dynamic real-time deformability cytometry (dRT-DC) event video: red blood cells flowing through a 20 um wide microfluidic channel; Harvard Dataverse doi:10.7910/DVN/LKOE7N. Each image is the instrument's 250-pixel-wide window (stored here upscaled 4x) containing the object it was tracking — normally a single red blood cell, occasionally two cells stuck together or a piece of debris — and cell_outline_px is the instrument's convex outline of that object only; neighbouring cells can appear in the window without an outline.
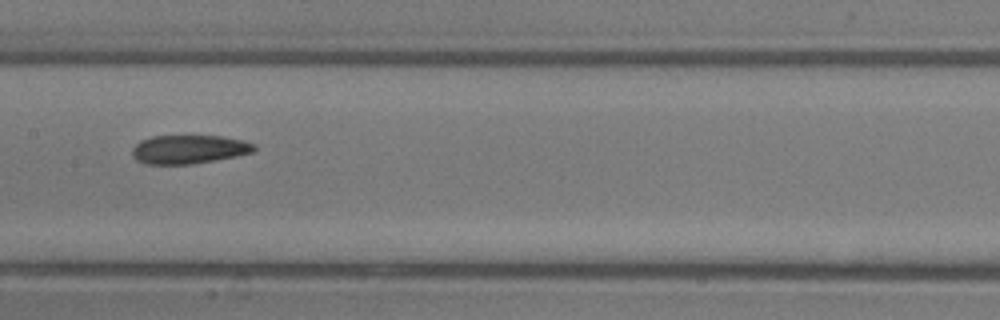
{"species": "common noctule bat (a hibernating species)", "species_latin": "Nyctalus noctula", "temperature_condition": "room temperature", "stored_images_in_passage": 8, "camera_frame_rate_fps": 3000, "um_per_image_px": 0.085, "animal": {"sex": "male", "body_mass_g": 13.3}, "frame": {"image": 1, "passage_image": 7, "time_ms": 7.0, "image_size_px": [1000, 320], "cell_outline_px": [[256, 148], [252, 152], [236, 156], [216, 160], [192, 164], [144, 164], [136, 160], [132, 156], [132, 148], [140, 140], [152, 136], [220, 136], [244, 140], [256, 144]], "centroid_in_image_um": [16.04, 12.69], "position_along_channel_um": 191.4, "area_um2": 20.52}}
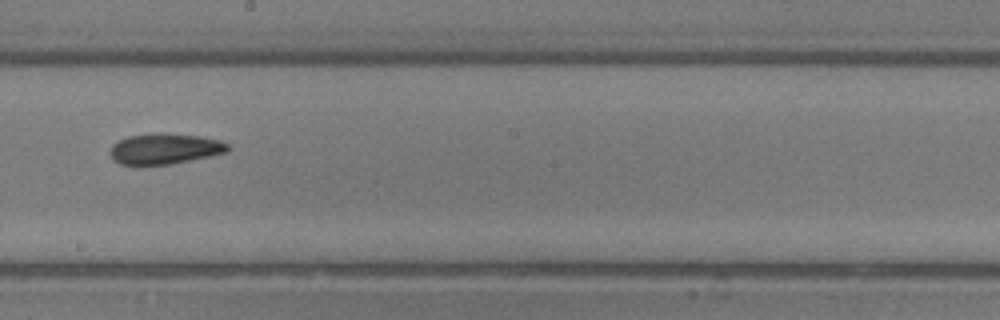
{"frame": {"image": 2, "passage_image": 8, "time_ms": 8.0, "image_size_px": [1000, 320], "cell_outline_px": [[232, 148], [228, 152], [172, 164], [120, 164], [112, 160], [108, 152], [112, 144], [128, 136], [200, 136], [220, 140], [228, 144]], "centroid_in_image_um": [14.02, 12.7], "position_along_channel_um": 234.2, "area_um2": 20.17}}